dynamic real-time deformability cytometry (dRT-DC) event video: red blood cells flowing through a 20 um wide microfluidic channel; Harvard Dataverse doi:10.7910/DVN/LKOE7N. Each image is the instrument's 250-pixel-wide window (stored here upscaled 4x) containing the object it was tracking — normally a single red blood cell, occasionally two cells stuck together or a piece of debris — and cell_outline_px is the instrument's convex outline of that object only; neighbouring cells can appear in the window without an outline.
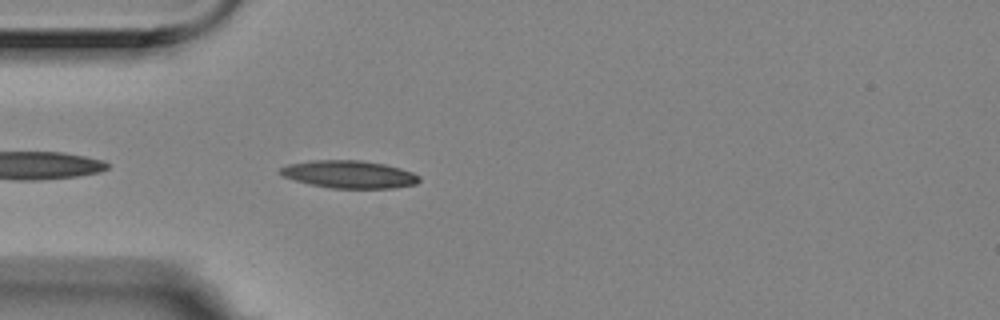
{"species": "Egyptian fruit bat (a non-hibernating species)", "species_latin": "Rousettus aegyptiacus", "temperature_condition": "room temperature", "stored_images_in_passage": 1, "camera_frame_rate_fps": 3000, "um_per_image_px": 0.085, "animal": {"sex": "female"}, "frame": {"image": 1, "passage_image": 1, "time_ms": 0.0, "image_size_px": [1000, 320], "cell_outline_px": [[420, 180], [416, 184], [392, 188], [332, 188], [312, 184], [296, 180], [284, 176], [276, 172], [280, 168], [288, 164], [312, 160], [360, 160], [384, 164], [400, 168], [412, 172], [420, 176]], "centroid_in_image_um": [29.68, 14.81], "position_along_channel_um": 55.3, "area_um2": 22.25}}